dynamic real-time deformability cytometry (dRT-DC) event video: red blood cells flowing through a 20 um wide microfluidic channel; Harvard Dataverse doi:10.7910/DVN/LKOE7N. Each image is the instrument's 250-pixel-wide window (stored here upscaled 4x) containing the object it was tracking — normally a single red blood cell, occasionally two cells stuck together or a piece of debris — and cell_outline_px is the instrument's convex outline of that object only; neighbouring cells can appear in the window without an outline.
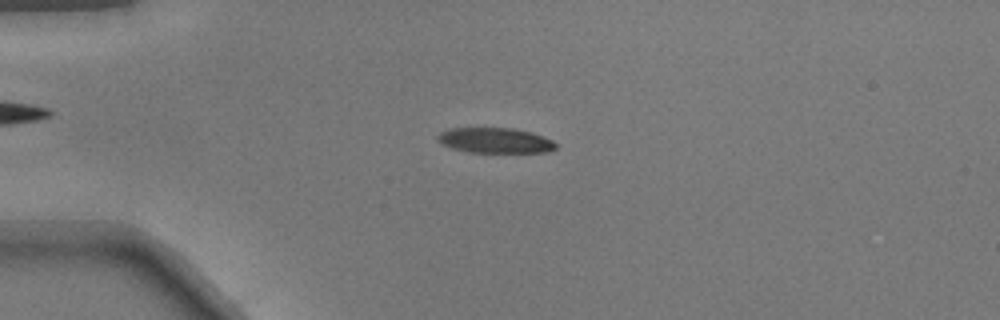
{"species": "common noctule bat (a hibernating species)", "species_latin": "Nyctalus noctula", "temperature_condition": "warm", "stored_images_in_passage": 44, "camera_frame_rate_fps": 3000, "um_per_image_px": 0.085, "animal": {"sex": "male", "body_mass_g": 17.9}, "frame": {"image": 1, "passage_image": 13, "time_ms": 4.0, "image_size_px": [1000, 320], "cell_outline_px": [[556, 148], [544, 152], [468, 152], [452, 148], [436, 140], [436, 136], [440, 132], [448, 128], [512, 128], [532, 132], [552, 140], [556, 144]], "centroid_in_image_um": [42.05, 11.93], "position_along_channel_um": 42.9, "area_um2": 17.34}}
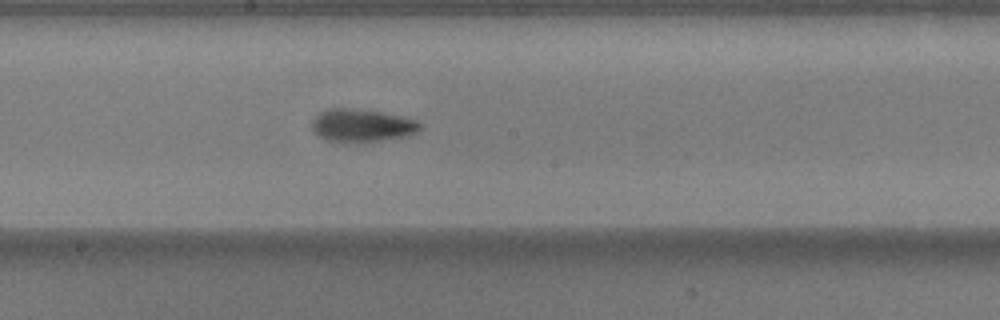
{"frame": {"image": 2, "passage_image": 28, "time_ms": 9.0, "image_size_px": [1000, 320], "cell_outline_px": [[420, 128], [412, 136], [380, 140], [328, 140], [320, 136], [312, 128], [312, 120], [320, 112], [332, 108], [348, 108], [380, 112], [416, 120], [420, 124]], "centroid_in_image_um": [30.78, 10.64], "position_along_channel_um": 217.4, "area_um2": 19.88}}
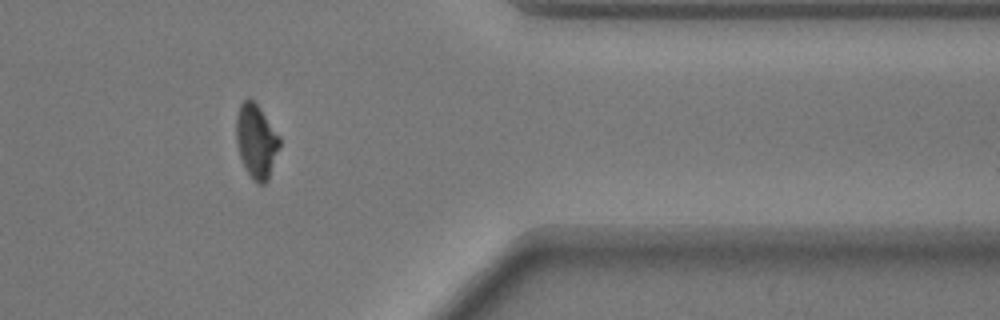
{"frame": {"image": 3, "passage_image": 42, "time_ms": 13.667, "image_size_px": [1000, 320], "cell_outline_px": [[280, 148], [268, 180], [264, 184], [256, 184], [252, 180], [240, 156], [236, 144], [236, 116], [240, 104], [248, 96], [256, 104], [280, 136]], "centroid_in_image_um": [21.78, 12.01], "position_along_channel_um": 389.6, "area_um2": 18.73}}